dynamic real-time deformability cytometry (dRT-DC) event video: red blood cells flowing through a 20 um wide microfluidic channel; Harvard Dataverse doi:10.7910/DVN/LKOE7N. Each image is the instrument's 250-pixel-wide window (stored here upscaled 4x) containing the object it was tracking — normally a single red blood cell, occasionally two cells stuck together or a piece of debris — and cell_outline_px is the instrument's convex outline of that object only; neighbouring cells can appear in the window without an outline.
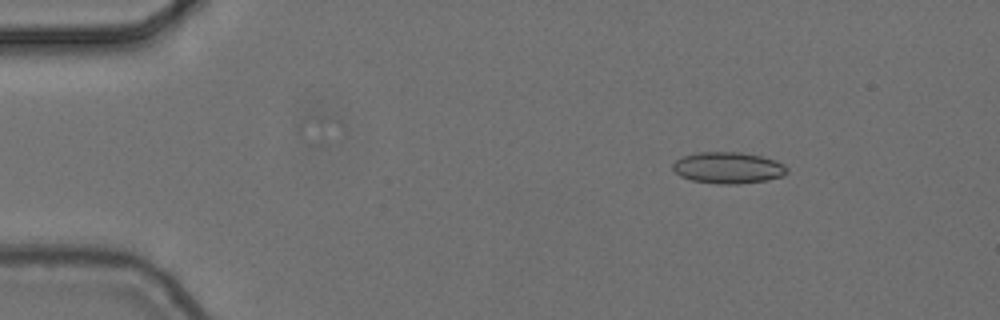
{"species": "common noctule bat (a hibernating species)", "species_latin": "Nyctalus noctula", "temperature_condition": "cold", "stored_images_in_passage": 8, "camera_frame_rate_fps": 3000, "um_per_image_px": 0.085, "animal": {"sex": "female", "body_mass_g": 24.6, "forearm_length_mm": 56.2}, "frame": {"image": 1, "passage_image": 2, "time_ms": 0.333, "image_size_px": [1000, 320], "cell_outline_px": [[788, 172], [784, 176], [764, 180], [740, 184], [720, 184], [692, 180], [680, 176], [672, 168], [672, 164], [676, 160], [684, 156], [700, 152], [740, 152], [760, 156], [776, 160], [784, 164], [788, 168]], "centroid_in_image_um": [61.91, 14.26], "position_along_channel_um": 23.1, "area_um2": 20.87}}
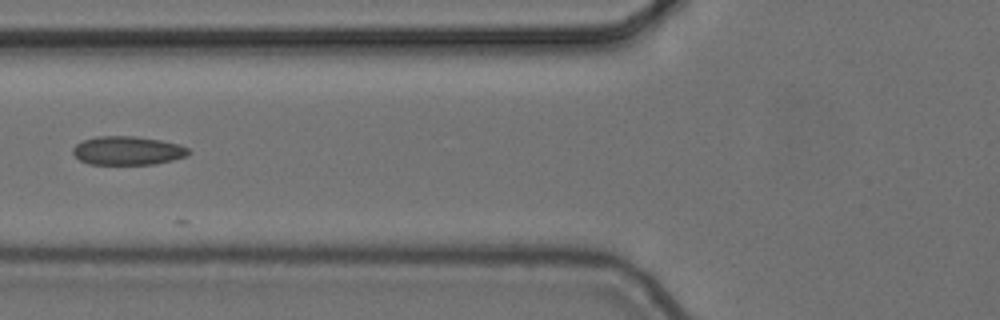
{"frame": {"image": 2, "passage_image": 6, "time_ms": 1.667, "image_size_px": [1000, 320], "cell_outline_px": [[192, 152], [188, 156], [156, 164], [88, 164], [80, 160], [72, 152], [72, 148], [76, 144], [84, 140], [96, 136], [136, 136], [160, 140], [180, 144], [188, 148]], "centroid_in_image_um": [10.88, 12.8], "position_along_channel_um": 114.9, "area_um2": 19.48}}
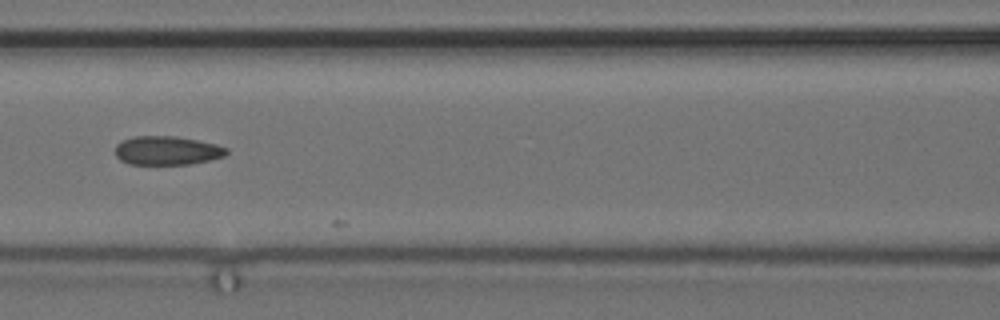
{"frame": {"image": 3, "passage_image": 7, "time_ms": 2.0, "image_size_px": [1000, 320], "cell_outline_px": [[228, 152], [224, 156], [208, 160], [188, 164], [128, 164], [120, 160], [116, 156], [116, 144], [124, 140], [136, 136], [176, 136], [216, 144], [228, 148]], "centroid_in_image_um": [14.19, 12.79], "position_along_channel_um": 152.4, "area_um2": 18.55}}